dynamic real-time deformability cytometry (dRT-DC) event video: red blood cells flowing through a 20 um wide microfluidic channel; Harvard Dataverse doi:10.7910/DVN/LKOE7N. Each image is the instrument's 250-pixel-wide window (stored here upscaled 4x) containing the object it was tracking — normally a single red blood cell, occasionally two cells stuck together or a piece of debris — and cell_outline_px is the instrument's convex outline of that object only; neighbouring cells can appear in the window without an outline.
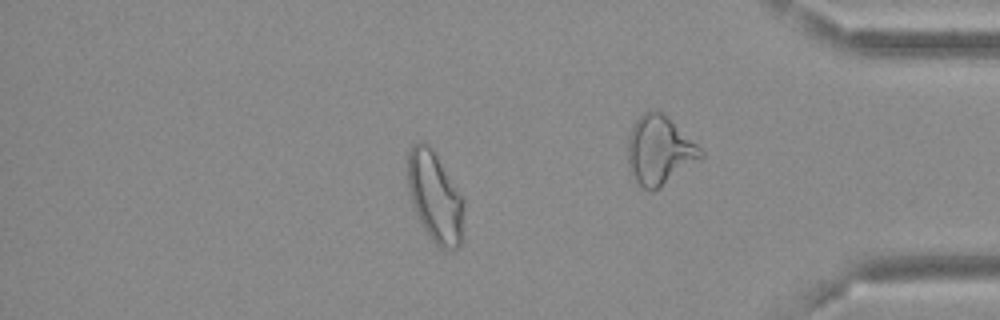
{"species": "Egyptian fruit bat (a non-hibernating species)", "species_latin": "Rousettus aegyptiacus", "temperature_condition": "cold", "stored_images_in_passage": 55, "camera_frame_rate_fps": 3000, "um_per_image_px": 0.085, "frame": {"image": 1, "passage_image": 47, "time_ms": 15.333, "image_size_px": [1000, 320], "cell_outline_px": [[464, 204], [460, 244], [452, 252], [440, 248], [432, 240], [424, 228], [412, 204], [408, 184], [408, 152], [412, 144], [420, 140], [424, 140], [428, 144], [436, 156], [464, 200]], "centroid_in_image_um": [36.96, 16.75], "position_along_channel_um": 398.2, "area_um2": 29.13}, "authors_computed_cell_mechanics": {"area_um2": 29.1312, "velocity_mm_per_s": 3.6628, "shape_relaxation_time_tau1_ms": null, "shape_relaxation_time_tau2_ms": 2.0611, "deformation_change_tau1": null, "deformation_change_tau2": 0.0814}}